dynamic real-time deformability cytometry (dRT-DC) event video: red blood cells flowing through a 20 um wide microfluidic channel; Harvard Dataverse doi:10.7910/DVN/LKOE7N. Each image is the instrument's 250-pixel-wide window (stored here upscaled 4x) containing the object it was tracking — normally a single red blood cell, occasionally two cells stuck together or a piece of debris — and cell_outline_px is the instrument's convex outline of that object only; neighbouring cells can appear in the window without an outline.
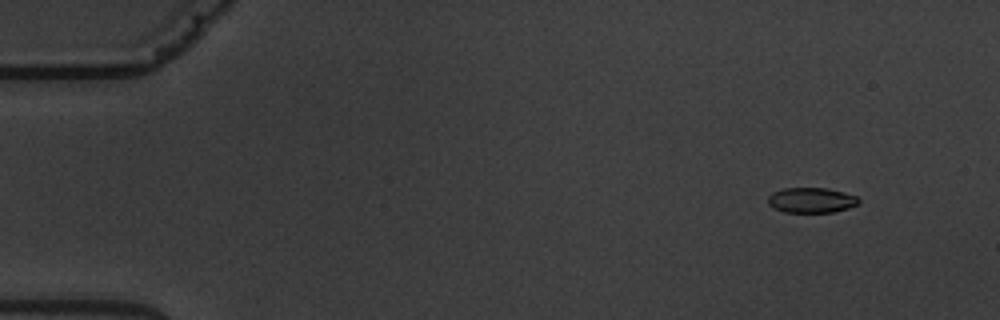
{"species": "common noctule bat (a hibernating species)", "species_latin": "Nyctalus noctula", "temperature_condition": "warm", "stored_images_in_passage": 7, "camera_frame_rate_fps": 3000, "um_per_image_px": 0.085, "animal": {"sex": "male", "body_mass_g": 19.5, "forearm_length_mm": 54.6}, "frame": {"image": 1, "passage_image": 1, "time_ms": 0.0, "image_size_px": [1000, 320], "cell_outline_px": [[860, 200], [856, 204], [848, 208], [832, 212], [784, 212], [772, 208], [768, 204], [768, 196], [772, 192], [784, 188], [828, 188], [844, 192], [856, 196]], "centroid_in_image_um": [68.92, 17.01], "position_along_channel_um": 16.1, "area_um2": 13.35}}
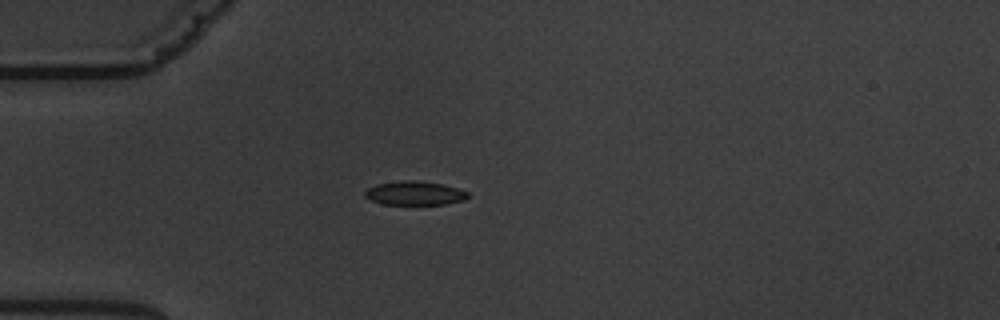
{"frame": {"image": 2, "passage_image": 4, "time_ms": 3.667, "image_size_px": [1000, 320], "cell_outline_px": [[468, 196], [464, 200], [444, 204], [384, 204], [372, 200], [364, 196], [364, 192], [368, 188], [376, 184], [400, 180], [416, 180], [444, 184], [468, 192]], "centroid_in_image_um": [35.23, 16.4], "position_along_channel_um": 49.8, "area_um2": 14.28}}